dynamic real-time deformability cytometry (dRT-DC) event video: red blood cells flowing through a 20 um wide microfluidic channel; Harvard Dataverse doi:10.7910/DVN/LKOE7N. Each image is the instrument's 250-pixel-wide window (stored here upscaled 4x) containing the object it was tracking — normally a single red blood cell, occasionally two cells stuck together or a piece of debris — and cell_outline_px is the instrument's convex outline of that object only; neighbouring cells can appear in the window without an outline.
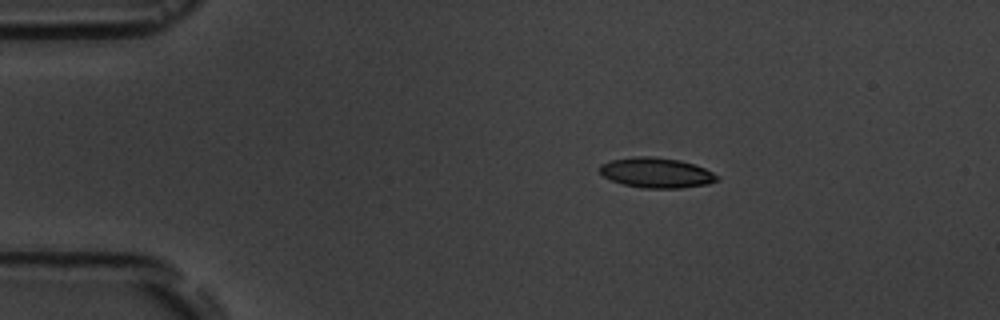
{"species": "common noctule bat (a hibernating species)", "species_latin": "Nyctalus noctula", "temperature_condition": "room temperature", "stored_images_in_passage": 4, "camera_frame_rate_fps": 3000, "um_per_image_px": 0.085, "animal": {"sex": "male", "body_mass_g": 19.5, "forearm_length_mm": 54.6}, "frame": {"image": 1, "passage_image": 1, "time_ms": 0.0, "image_size_px": [1000, 320], "cell_outline_px": [[720, 180], [708, 184], [680, 188], [644, 188], [624, 184], [612, 180], [604, 176], [596, 168], [600, 164], [612, 160], [636, 156], [652, 156], [680, 160], [704, 168], [720, 176]], "centroid_in_image_um": [55.8, 14.68], "position_along_channel_um": 29.2, "area_um2": 20.63}}
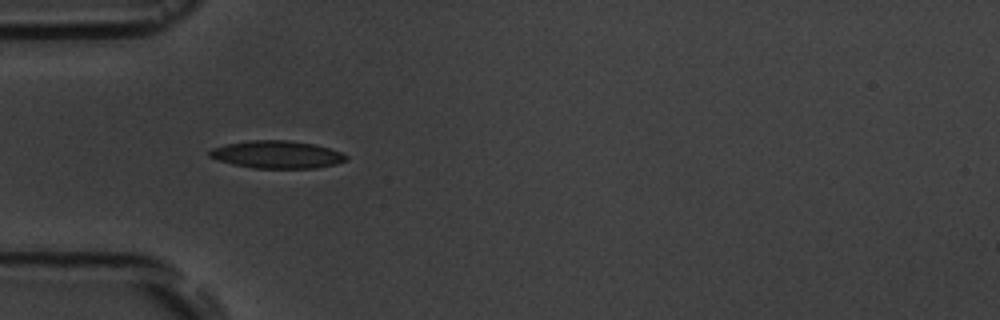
{"frame": {"image": 2, "passage_image": 3, "time_ms": 2.333, "image_size_px": [1000, 320], "cell_outline_px": [[348, 160], [336, 164], [316, 168], [252, 168], [232, 164], [208, 156], [208, 152], [212, 148], [228, 144], [252, 140], [288, 140], [312, 144], [328, 148], [340, 152], [348, 156]], "centroid_in_image_um": [23.55, 13.14], "position_along_channel_um": 61.4, "area_um2": 21.79}}
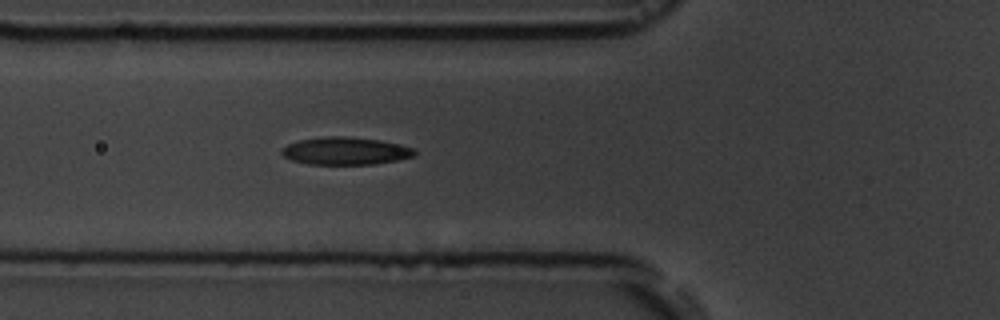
{"frame": {"image": 3, "passage_image": 4, "time_ms": 3.333, "image_size_px": [1000, 320], "cell_outline_px": [[416, 152], [412, 156], [396, 160], [376, 164], [308, 164], [292, 160], [284, 156], [280, 152], [288, 144], [300, 140], [328, 136], [344, 136], [380, 140], [412, 148]], "centroid_in_image_um": [29.33, 12.83], "position_along_channel_um": 96.5, "area_um2": 20.98}}